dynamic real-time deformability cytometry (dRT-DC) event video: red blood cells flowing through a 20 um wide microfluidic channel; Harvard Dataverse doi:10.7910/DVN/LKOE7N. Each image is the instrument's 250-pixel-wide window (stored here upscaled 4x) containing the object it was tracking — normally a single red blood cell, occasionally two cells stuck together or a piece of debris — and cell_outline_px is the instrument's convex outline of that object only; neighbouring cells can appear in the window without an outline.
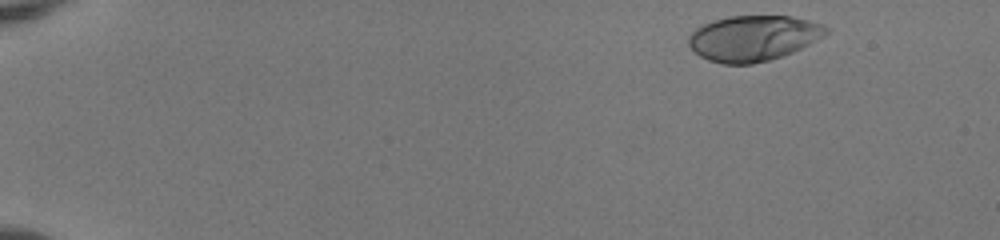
{"species": "human", "species_latin": "Homo sapiens", "temperature_condition": "room temperature", "stored_images_in_passage": 14, "segment_of_instrument_passage": [1, 2], "camera_frame_rate_fps": 3000, "um_per_image_px": 0.085, "donor": {"sex": "female"}, "frame": {"image": 1, "passage_image": 2, "time_ms": 0.333, "image_size_px": [1000, 240], "cell_outline_px": [[828, 32], [824, 36], [792, 52], [768, 60], [752, 64], [724, 64], [708, 60], [700, 56], [688, 44], [688, 36], [696, 28], [712, 20], [728, 16], [792, 16], [824, 24], [828, 28]], "centroid_in_image_um": [64.02, 3.23], "position_along_channel_um": 21.0, "area_um2": 36.36}}